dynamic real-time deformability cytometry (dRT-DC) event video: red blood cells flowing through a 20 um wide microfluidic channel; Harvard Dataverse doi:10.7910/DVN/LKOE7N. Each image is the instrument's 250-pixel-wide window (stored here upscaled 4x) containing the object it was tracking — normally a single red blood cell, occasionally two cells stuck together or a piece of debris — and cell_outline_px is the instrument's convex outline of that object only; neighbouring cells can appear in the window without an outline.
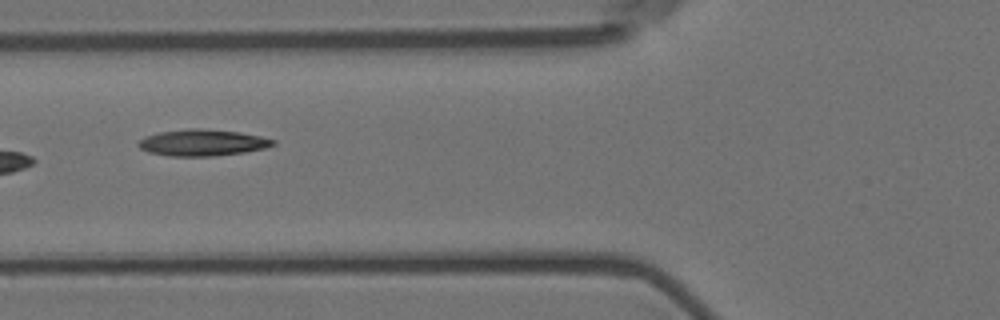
{"species": "Egyptian fruit bat (a non-hibernating species)", "species_latin": "Rousettus aegyptiacus", "temperature_condition": "room temperature", "stored_images_in_passage": 15, "camera_frame_rate_fps": 3000, "um_per_image_px": 0.085, "animal": {"sex": "female"}, "frame": {"image": 1, "passage_image": 6, "time_ms": 1.667, "image_size_px": [1000, 320], "cell_outline_px": [[276, 144], [264, 148], [244, 152], [212, 156], [168, 156], [148, 152], [140, 148], [136, 144], [144, 136], [160, 132], [188, 128], [200, 128], [240, 132], [260, 136], [276, 140]], "centroid_in_image_um": [17.19, 12.12], "position_along_channel_um": 108.6, "area_um2": 20.81}}
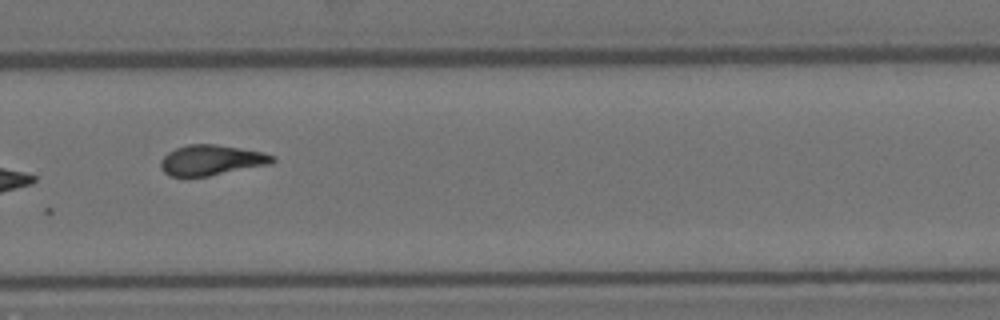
{"frame": {"image": 2, "passage_image": 11, "time_ms": 3.333, "image_size_px": [1000, 320], "cell_outline_px": [[276, 160], [268, 164], [208, 176], [172, 176], [164, 172], [160, 168], [160, 160], [168, 152], [176, 148], [188, 144], [216, 144], [264, 152], [276, 156]], "centroid_in_image_um": [17.96, 13.6], "position_along_channel_um": 311.8, "area_um2": 19.65}}
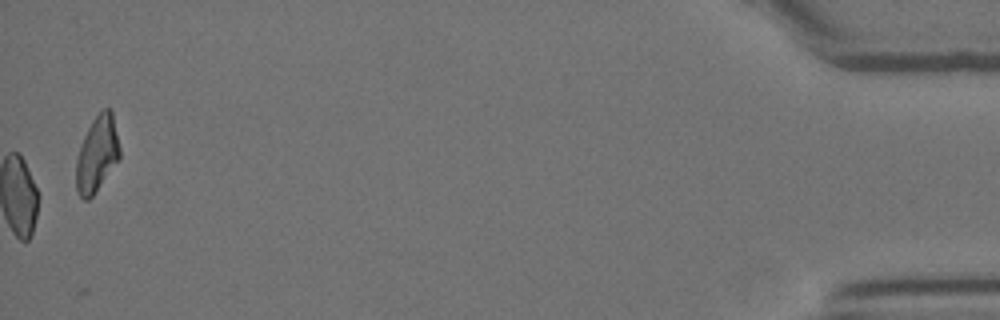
{"frame": {"image": 3, "passage_image": 15, "time_ms": 4.667, "image_size_px": [1000, 320], "cell_outline_px": [[120, 160], [92, 196], [88, 200], [84, 200], [80, 196], [76, 188], [76, 160], [84, 136], [92, 120], [104, 108], [108, 108], [112, 112], [120, 148]], "centroid_in_image_um": [8.26, 13.12], "position_along_channel_um": 426.9, "area_um2": 19.13}}